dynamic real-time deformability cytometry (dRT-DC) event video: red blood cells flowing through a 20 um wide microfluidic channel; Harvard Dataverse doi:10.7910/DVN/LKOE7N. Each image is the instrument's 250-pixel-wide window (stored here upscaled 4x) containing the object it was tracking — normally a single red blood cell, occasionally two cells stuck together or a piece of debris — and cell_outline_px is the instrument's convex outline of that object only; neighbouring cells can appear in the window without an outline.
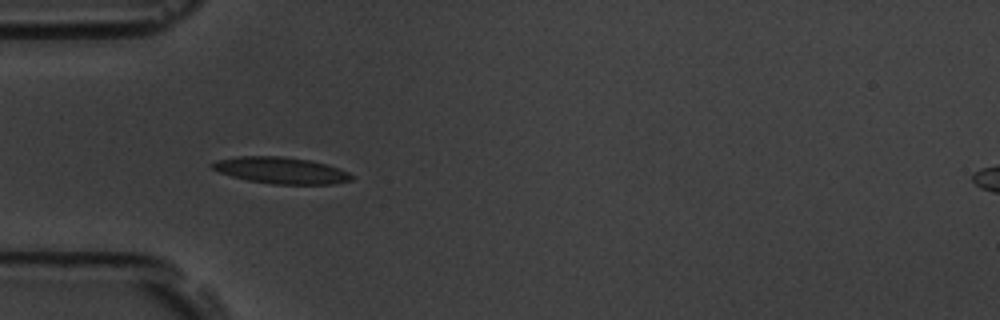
{"species": "common noctule bat (a hibernating species)", "species_latin": "Nyctalus noctula", "temperature_condition": "room temperature", "stored_images_in_passage": 5, "camera_frame_rate_fps": 3000, "um_per_image_px": 0.085, "animal": {"sex": "male", "body_mass_g": 19.5, "forearm_length_mm": 54.6}, "frame": {"image": 1, "passage_image": 4, "time_ms": 4.333, "image_size_px": [1000, 320], "cell_outline_px": [[352, 180], [332, 184], [272, 184], [248, 180], [232, 176], [220, 172], [212, 168], [208, 164], [216, 160], [236, 156], [284, 156], [312, 160], [340, 168], [348, 172], [352, 176]], "centroid_in_image_um": [23.87, 14.47], "position_along_channel_um": 61.1, "area_um2": 21.62}}
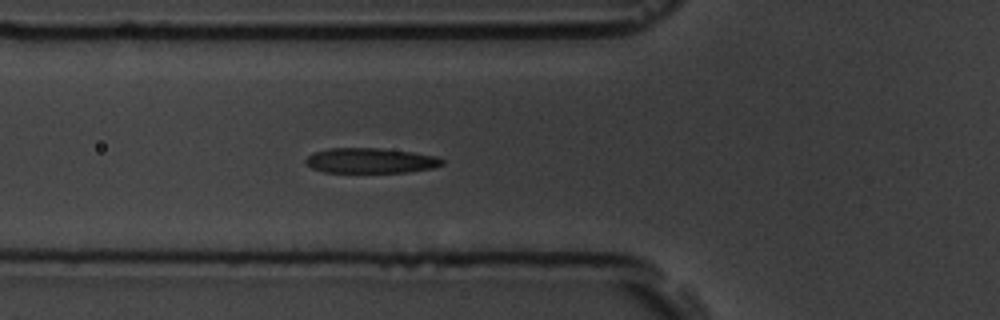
{"frame": {"image": 2, "passage_image": 5, "time_ms": 5.333, "image_size_px": [1000, 320], "cell_outline_px": [[444, 164], [432, 168], [408, 172], [324, 172], [312, 168], [304, 164], [304, 160], [312, 152], [328, 148], [380, 148], [412, 152], [436, 156], [444, 160]], "centroid_in_image_um": [31.46, 13.65], "position_along_channel_um": 94.3, "area_um2": 20.11}}